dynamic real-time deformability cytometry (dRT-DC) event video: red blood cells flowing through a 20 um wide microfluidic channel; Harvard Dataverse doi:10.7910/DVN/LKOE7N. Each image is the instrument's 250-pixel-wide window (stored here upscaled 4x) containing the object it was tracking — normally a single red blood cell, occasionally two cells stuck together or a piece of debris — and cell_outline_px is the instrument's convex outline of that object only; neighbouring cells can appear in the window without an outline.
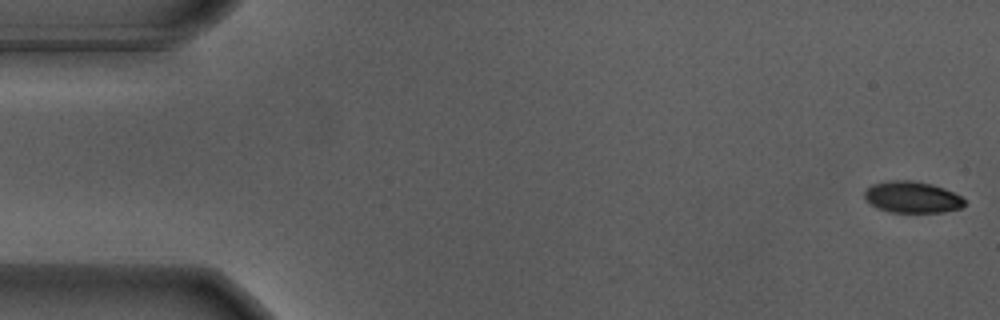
{"species": "Egyptian fruit bat (a non-hibernating species)", "species_latin": "Rousettus aegyptiacus", "temperature_condition": "warm", "stored_images_in_passage": 55, "camera_frame_rate_fps": 3000, "um_per_image_px": 0.085, "animal": {"sex": "male"}, "frame": {"image": 1, "passage_image": 1, "time_ms": 0.0, "image_size_px": [1000, 320], "cell_outline_px": [[964, 204], [960, 208], [944, 212], [892, 212], [876, 208], [868, 204], [864, 200], [864, 192], [872, 184], [888, 180], [912, 180], [932, 184], [944, 188], [960, 196], [964, 200]], "centroid_in_image_um": [77.48, 16.75], "position_along_channel_um": 7.5, "area_um2": 18.44}}
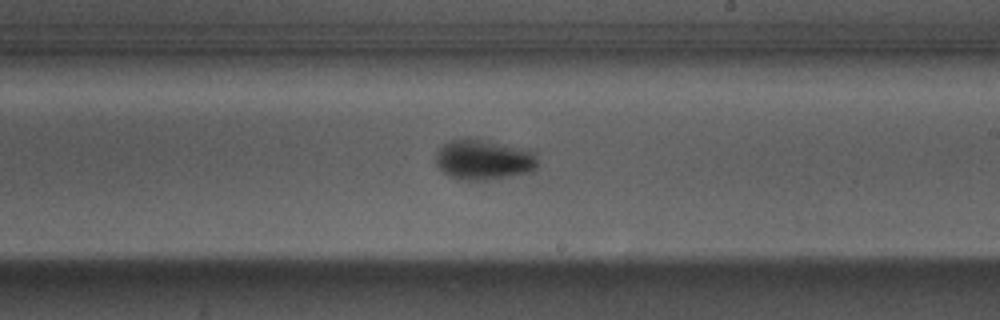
{"frame": {"image": 2, "passage_image": 32, "time_ms": 10.333, "image_size_px": [1000, 320], "cell_outline_px": [[536, 168], [532, 172], [484, 180], [460, 180], [444, 172], [436, 164], [436, 152], [444, 144], [452, 140], [480, 140], [536, 152]], "centroid_in_image_um": [41.1, 13.61], "position_along_channel_um": 247.9, "area_um2": 23.06}}
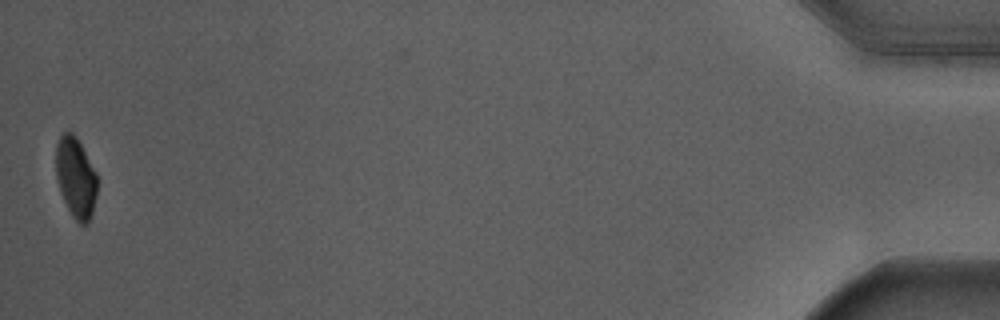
{"frame": {"image": 3, "passage_image": 55, "time_ms": 18.0, "image_size_px": [1000, 320], "cell_outline_px": [[96, 196], [92, 212], [88, 224], [80, 224], [72, 216], [64, 200], [56, 176], [56, 144], [60, 136], [64, 132], [72, 132], [76, 136], [96, 172]], "centroid_in_image_um": [6.43, 15.08], "position_along_channel_um": 428.8, "area_um2": 19.07}, "authors_computed_cell_mechanics": {"area_um2": 21.386, "velocity_mm_per_s": 3.6909, "shape_relaxation_time_tau1_ms": 2.2304, "shape_relaxation_time_tau2_ms": null, "deformation_change_tau1": 0.1383, "deformation_change_tau2": null}}